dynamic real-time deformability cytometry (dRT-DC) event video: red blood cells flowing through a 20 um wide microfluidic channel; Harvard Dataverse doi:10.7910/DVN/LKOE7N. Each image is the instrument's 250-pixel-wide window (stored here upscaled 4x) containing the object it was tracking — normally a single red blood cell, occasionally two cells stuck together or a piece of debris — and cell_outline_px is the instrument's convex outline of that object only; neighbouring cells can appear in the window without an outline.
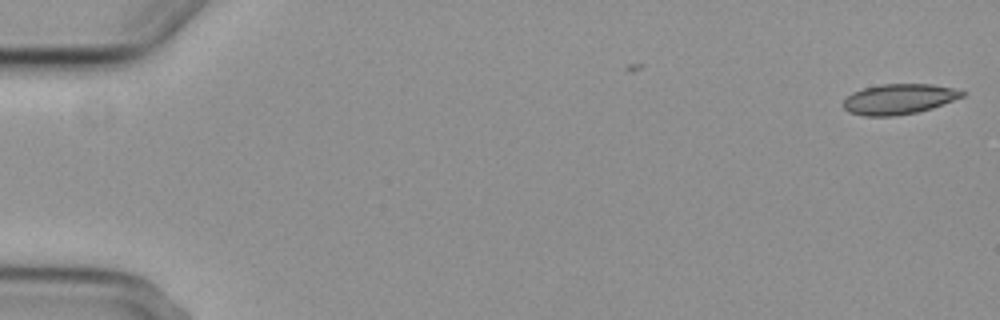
{"species": "common noctule bat (a hibernating species)", "species_latin": "Nyctalus noctula", "temperature_condition": "cold", "stored_images_in_passage": 3, "camera_frame_rate_fps": 3000, "um_per_image_px": 0.085, "animal": {"sex": "female", "body_mass_g": 29.2, "forearm_length_mm": 56.3}, "frame": {"image": 1, "passage_image": 1, "time_ms": 0.0, "image_size_px": [1000, 320], "cell_outline_px": [[968, 92], [964, 96], [932, 108], [916, 112], [896, 116], [864, 116], [848, 112], [844, 108], [844, 100], [852, 92], [864, 88], [884, 84], [932, 84], [952, 88]], "centroid_in_image_um": [76.42, 8.42], "position_along_channel_um": 8.6, "area_um2": 20.92}}